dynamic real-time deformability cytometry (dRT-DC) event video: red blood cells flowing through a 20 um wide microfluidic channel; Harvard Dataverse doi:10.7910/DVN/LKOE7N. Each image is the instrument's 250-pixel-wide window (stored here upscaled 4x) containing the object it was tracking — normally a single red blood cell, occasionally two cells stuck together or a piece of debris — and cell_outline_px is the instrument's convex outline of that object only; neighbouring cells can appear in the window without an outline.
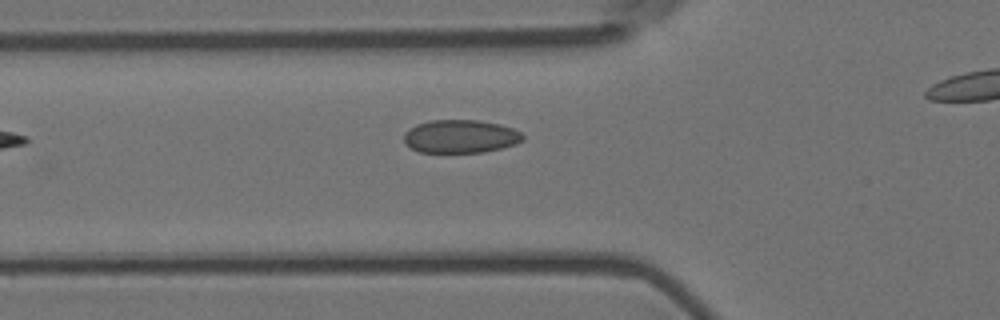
{"species": "Egyptian fruit bat (a non-hibernating species)", "species_latin": "Rousettus aegyptiacus", "temperature_condition": "room temperature", "stored_images_in_passage": 5, "segment_of_instrument_passage": [1, 2], "camera_frame_rate_fps": 3000, "um_per_image_px": 0.085, "animal": {"sex": "female"}, "frame": {"image": 1, "passage_image": 4, "time_ms": 1.0, "image_size_px": [1000, 320], "cell_outline_px": [[524, 140], [516, 144], [484, 152], [420, 152], [412, 148], [404, 140], [404, 132], [416, 124], [432, 120], [476, 120], [500, 124], [512, 128], [520, 132], [524, 136]], "centroid_in_image_um": [39.16, 11.59], "position_along_channel_um": 86.6, "area_um2": 22.89}}